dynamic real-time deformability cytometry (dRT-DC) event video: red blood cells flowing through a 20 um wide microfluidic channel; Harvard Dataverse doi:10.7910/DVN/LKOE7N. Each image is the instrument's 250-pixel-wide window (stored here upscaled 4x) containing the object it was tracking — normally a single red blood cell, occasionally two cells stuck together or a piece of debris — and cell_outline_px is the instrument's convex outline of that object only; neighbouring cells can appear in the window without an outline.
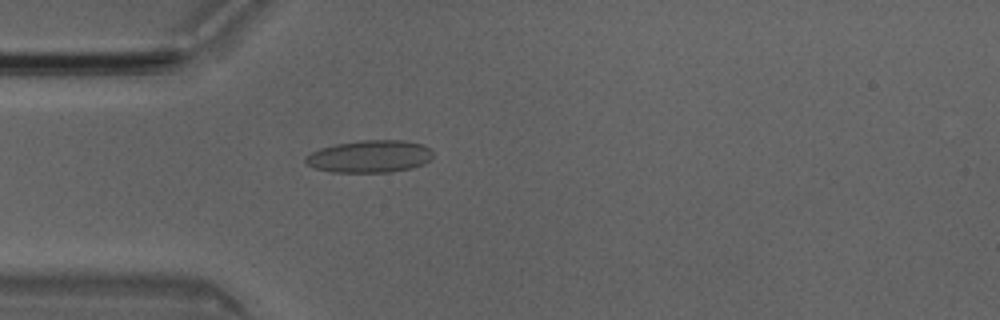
{"species": "Egyptian fruit bat (a non-hibernating species)", "species_latin": "Rousettus aegyptiacus", "temperature_condition": "room temperature", "stored_images_in_passage": 50, "camera_frame_rate_fps": 3000, "um_per_image_px": 0.085, "animal": {"sex": "male"}, "frame": {"image": 1, "passage_image": 14, "time_ms": 4.333, "image_size_px": [1000, 320], "cell_outline_px": [[432, 156], [424, 164], [412, 168], [392, 172], [332, 172], [316, 168], [304, 164], [304, 156], [320, 148], [336, 144], [360, 140], [404, 140], [424, 144], [432, 152]], "centroid_in_image_um": [31.4, 13.29], "position_along_channel_um": 53.6, "area_um2": 24.16}}
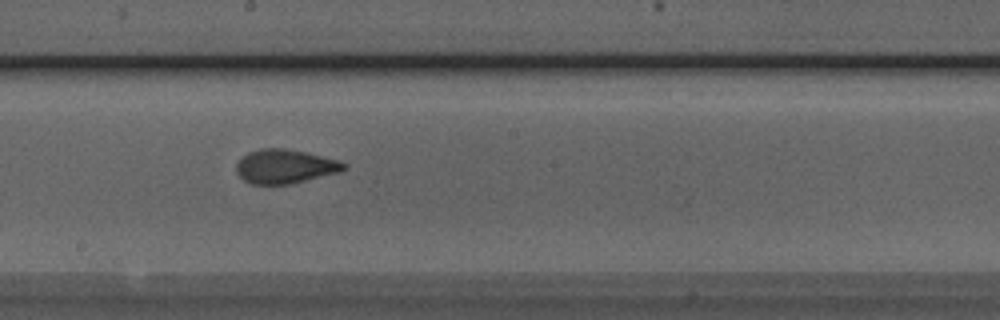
{"frame": {"image": 2, "passage_image": 27, "time_ms": 8.667, "image_size_px": [1000, 320], "cell_outline_px": [[348, 168], [340, 172], [288, 184], [252, 184], [244, 180], [236, 172], [236, 164], [248, 152], [260, 148], [284, 148], [308, 152], [340, 160], [348, 164]], "centroid_in_image_um": [24.27, 14.13], "position_along_channel_um": 223.9, "area_um2": 21.44}}
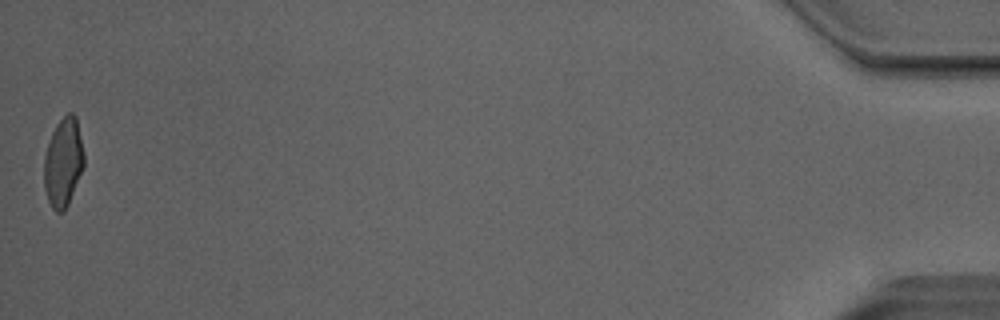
{"frame": {"image": 3, "passage_image": 50, "time_ms": 16.333, "image_size_px": [1000, 320], "cell_outline_px": [[84, 164], [68, 204], [64, 212], [56, 212], [52, 208], [48, 200], [44, 188], [44, 156], [52, 132], [56, 124], [68, 112], [72, 112], [76, 116], [84, 156]], "centroid_in_image_um": [5.36, 13.8], "position_along_channel_um": 429.8, "area_um2": 20.46}, "authors_computed_cell_mechanics": {"area_um2": 21.6461, "velocity_mm_per_s": 4.0493, "shape_relaxation_time_tau1_ms": 11.3731, "shape_relaxation_time_tau2_ms": 0.9496, "deformation_change_tau1": 0.2383, "deformation_change_tau2": 0.0763}}